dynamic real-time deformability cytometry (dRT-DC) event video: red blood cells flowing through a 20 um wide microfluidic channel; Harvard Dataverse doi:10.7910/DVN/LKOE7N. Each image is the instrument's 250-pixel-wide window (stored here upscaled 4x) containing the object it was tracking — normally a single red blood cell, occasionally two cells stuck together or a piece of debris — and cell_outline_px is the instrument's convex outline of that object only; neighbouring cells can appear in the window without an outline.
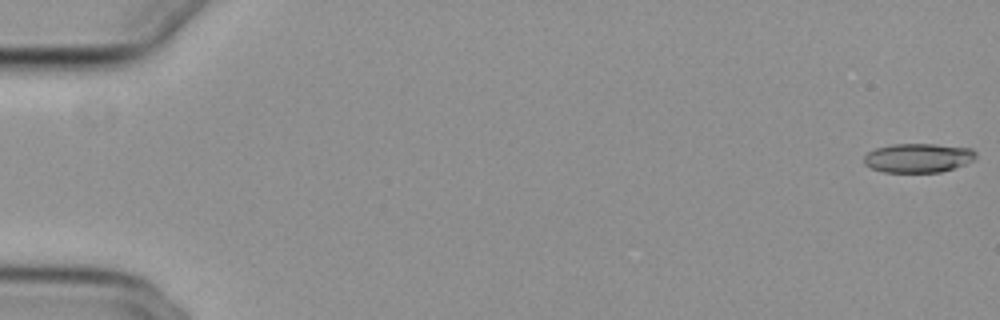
{"species": "common noctule bat (a hibernating species)", "species_latin": "Nyctalus noctula", "temperature_condition": "cold", "stored_images_in_passage": 12, "camera_frame_rate_fps": 3000, "um_per_image_px": 0.085, "animal": {"sex": "female", "body_mass_g": 29.2, "forearm_length_mm": 56.3}, "frame": {"image": 1, "passage_image": 1, "time_ms": 0.0, "image_size_px": [1000, 320], "cell_outline_px": [[976, 160], [940, 172], [884, 172], [872, 168], [864, 164], [864, 156], [868, 152], [876, 148], [892, 144], [936, 144], [972, 148], [976, 152]], "centroid_in_image_um": [78.06, 13.41], "position_along_channel_um": 6.9, "area_um2": 19.02}}